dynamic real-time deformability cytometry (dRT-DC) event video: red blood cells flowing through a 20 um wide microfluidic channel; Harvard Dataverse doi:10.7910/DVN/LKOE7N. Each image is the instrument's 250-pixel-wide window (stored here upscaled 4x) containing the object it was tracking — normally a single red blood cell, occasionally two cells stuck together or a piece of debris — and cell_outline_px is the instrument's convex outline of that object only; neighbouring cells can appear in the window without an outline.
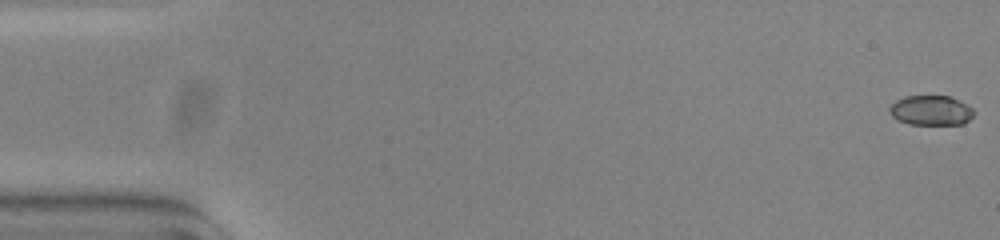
{"species": "common noctule bat (a hibernating species)", "species_latin": "Nyctalus noctula", "temperature_condition": "warm", "stored_images_in_passage": 55, "camera_frame_rate_fps": 3000, "um_per_image_px": 0.085, "animal": {"sex": "female", "body_mass_g": 23.0, "forearm_length_mm": 53.4}, "frame": {"image": 1, "passage_image": 1, "time_ms": 0.0, "image_size_px": [1000, 240], "cell_outline_px": [[972, 116], [968, 120], [960, 124], [912, 124], [900, 120], [892, 116], [892, 104], [896, 100], [908, 96], [948, 96], [972, 108]], "centroid_in_image_um": [79.13, 9.38], "position_along_channel_um": 5.9, "area_um2": 13.99}}
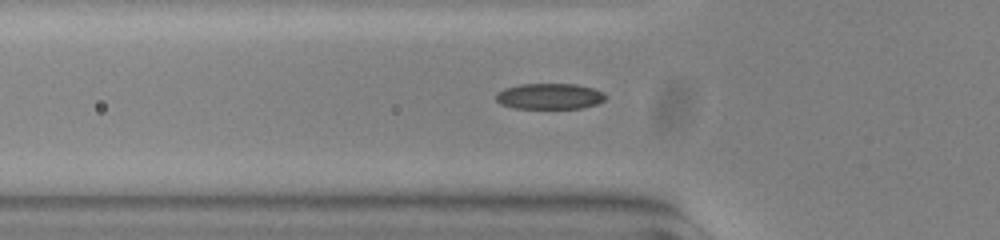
{"frame": {"image": 2, "passage_image": 19, "time_ms": 6.0, "image_size_px": [1000, 240], "cell_outline_px": [[604, 100], [596, 104], [580, 108], [516, 108], [500, 104], [496, 100], [496, 92], [504, 88], [520, 84], [576, 84], [592, 88], [600, 92], [604, 96]], "centroid_in_image_um": [46.64, 8.18], "position_along_channel_um": 79.2, "area_um2": 16.3}}
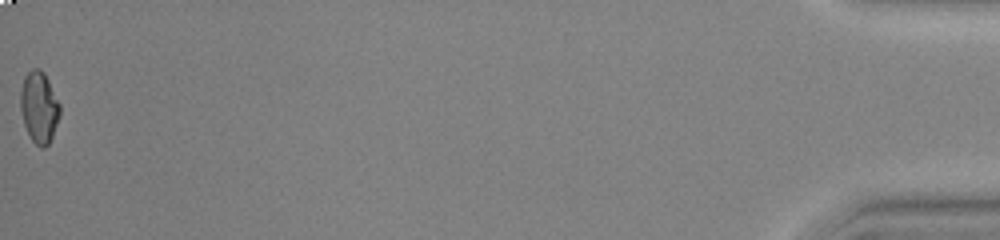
{"frame": {"image": 3, "passage_image": 55, "time_ms": 18.0, "image_size_px": [1000, 240], "cell_outline_px": [[60, 116], [52, 136], [48, 144], [44, 148], [40, 148], [32, 140], [24, 124], [20, 108], [20, 92], [24, 76], [32, 68], [40, 68], [44, 72], [60, 104]], "centroid_in_image_um": [3.32, 9.1], "position_along_channel_um": 431.9, "area_um2": 16.42}, "authors_computed_cell_mechanics": {"area_um2": 15.7794, "velocity_mm_per_s": 3.7963, "shape_relaxation_time_tau1_ms": 7.4864, "shape_relaxation_time_tau2_ms": 2.4238, "deformation_change_tau1": 0.2091, "deformation_change_tau2": 0.0558}}